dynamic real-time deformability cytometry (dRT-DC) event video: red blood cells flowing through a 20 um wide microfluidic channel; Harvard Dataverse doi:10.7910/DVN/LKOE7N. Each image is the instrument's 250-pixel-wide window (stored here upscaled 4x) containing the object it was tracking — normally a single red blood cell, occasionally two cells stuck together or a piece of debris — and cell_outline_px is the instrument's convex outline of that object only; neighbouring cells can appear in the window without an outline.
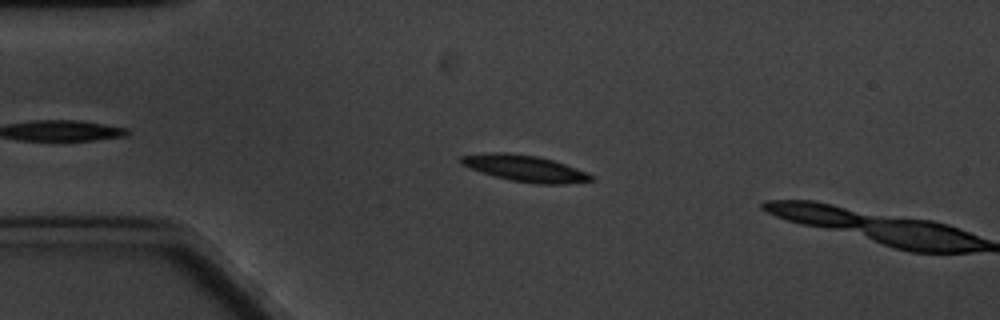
{"species": "common noctule bat (a hibernating species)", "species_latin": "Nyctalus noctula", "temperature_condition": "cold", "stored_images_in_passage": 9, "camera_frame_rate_fps": 3000, "um_per_image_px": 0.085, "animal": {"sex": "male", "body_mass_g": 20.1, "forearm_length_mm": 53.5}, "frame": {"image": 1, "passage_image": 4, "time_ms": 3.333, "image_size_px": [1000, 320], "cell_outline_px": [[596, 180], [564, 184], [536, 184], [512, 180], [496, 176], [472, 168], [464, 164], [460, 160], [460, 156], [496, 152], [504, 152], [536, 156], [552, 160], [576, 168], [592, 176]], "centroid_in_image_um": [44.67, 14.31], "position_along_channel_um": 40.3, "area_um2": 19.36}}
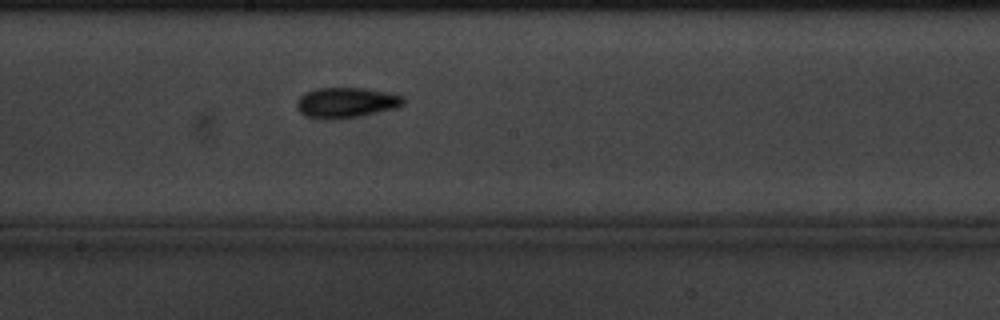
{"frame": {"image": 2, "passage_image": 9, "time_ms": 22.333, "image_size_px": [1000, 320], "cell_outline_px": [[404, 104], [396, 108], [340, 120], [320, 120], [304, 116], [296, 108], [296, 100], [304, 92], [316, 88], [364, 88], [388, 92], [404, 96]], "centroid_in_image_um": [29.37, 8.74], "position_along_channel_um": 218.8, "area_um2": 19.36}}